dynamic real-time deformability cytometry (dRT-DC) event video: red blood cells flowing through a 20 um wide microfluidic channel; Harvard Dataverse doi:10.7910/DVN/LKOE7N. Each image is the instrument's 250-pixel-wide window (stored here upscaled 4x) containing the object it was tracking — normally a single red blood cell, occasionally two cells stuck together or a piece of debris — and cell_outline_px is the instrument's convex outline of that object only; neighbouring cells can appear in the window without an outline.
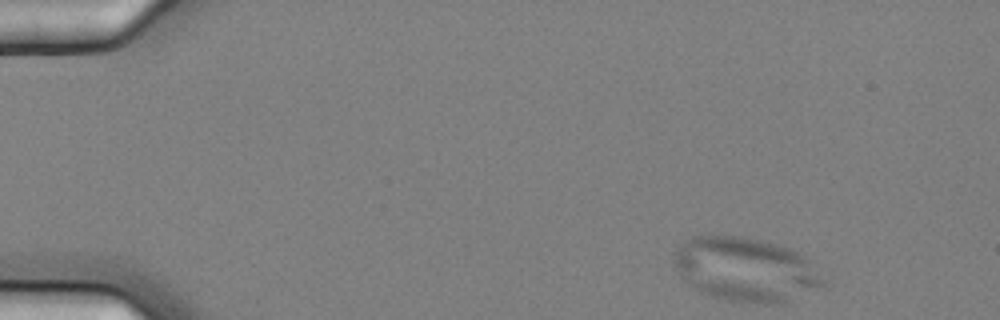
{"species": "common noctule bat (a hibernating species)", "species_latin": "Nyctalus noctula", "temperature_condition": "cold", "stored_images_in_passage": 4, "camera_frame_rate_fps": 3000, "um_per_image_px": 0.085, "animal": {"sex": "female", "body_mass_g": 25.1}, "frame": {"image": 1, "passage_image": 1, "time_ms": 0.0, "image_size_px": [1000, 320], "cell_outline_px": [[824, 284], [816, 288], [780, 304], [768, 304], [732, 300], [712, 296], [696, 288], [676, 268], [676, 248], [684, 240], [692, 236], [740, 236], [760, 240], [776, 244], [788, 248], [804, 256], [808, 260], [824, 280]], "centroid_in_image_um": [63.38, 22.88], "position_along_channel_um": 21.6, "area_um2": 54.22}}